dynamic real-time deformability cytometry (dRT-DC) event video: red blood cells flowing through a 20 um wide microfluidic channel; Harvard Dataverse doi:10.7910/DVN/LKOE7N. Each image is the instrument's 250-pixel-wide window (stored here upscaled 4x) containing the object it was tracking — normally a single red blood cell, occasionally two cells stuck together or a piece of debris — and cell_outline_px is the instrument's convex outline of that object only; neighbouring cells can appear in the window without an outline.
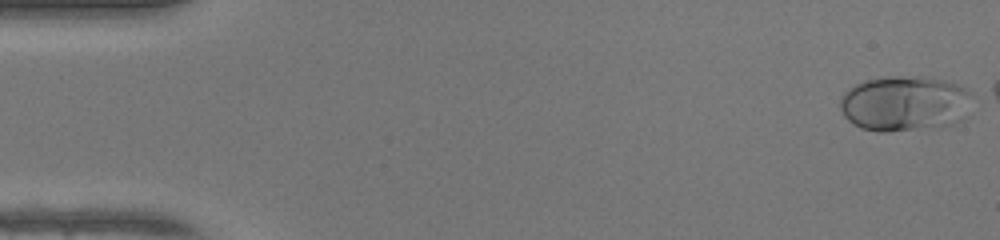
{"species": "human", "species_latin": "Homo sapiens", "temperature_condition": "warm", "stored_images_in_passage": 43, "camera_frame_rate_fps": 3000, "um_per_image_px": 0.085, "donor": {"sex": "female"}, "frame": {"image": 1, "passage_image": 1, "time_ms": 0.0, "image_size_px": [1000, 240], "cell_outline_px": [[976, 92], [964, 120], [940, 128], [888, 132], [880, 132], [860, 128], [852, 124], [844, 116], [840, 108], [840, 100], [844, 92], [848, 88], [864, 80], [888, 76], [924, 76], [944, 80], [968, 88]], "centroid_in_image_um": [76.96, 8.8], "position_along_channel_um": 8.0, "area_um2": 43.99}}
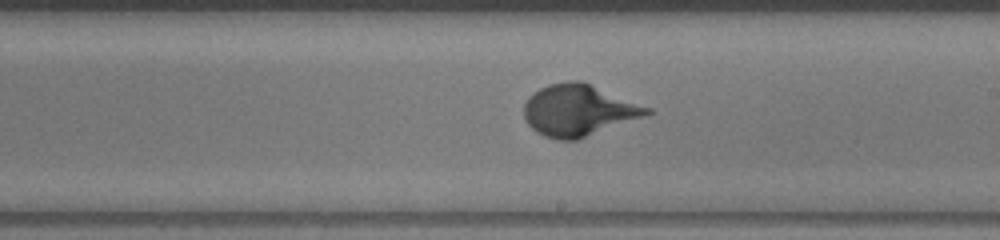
{"frame": {"image": 2, "passage_image": 28, "time_ms": 9.0, "image_size_px": [1000, 240], "cell_outline_px": [[652, 112], [648, 116], [576, 140], [556, 140], [544, 136], [536, 132], [524, 120], [524, 104], [528, 96], [532, 92], [548, 84], [568, 80], [584, 80], [652, 108]], "centroid_in_image_um": [49.2, 9.36], "position_along_channel_um": 239.8, "area_um2": 37.69}}
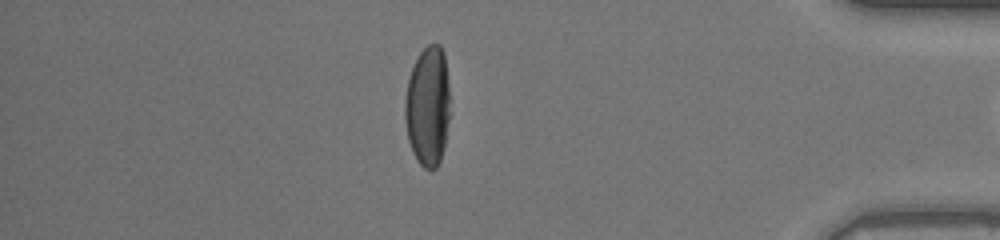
{"frame": {"image": 3, "passage_image": 42, "time_ms": 13.667, "image_size_px": [1000, 240], "cell_outline_px": [[448, 120], [444, 148], [440, 160], [436, 168], [424, 168], [416, 160], [412, 152], [408, 140], [404, 116], [404, 104], [408, 80], [412, 68], [420, 52], [428, 44], [440, 44], [444, 52], [448, 84]], "centroid_in_image_um": [36.34, 9.04], "position_along_channel_um": 398.9, "area_um2": 31.33}}